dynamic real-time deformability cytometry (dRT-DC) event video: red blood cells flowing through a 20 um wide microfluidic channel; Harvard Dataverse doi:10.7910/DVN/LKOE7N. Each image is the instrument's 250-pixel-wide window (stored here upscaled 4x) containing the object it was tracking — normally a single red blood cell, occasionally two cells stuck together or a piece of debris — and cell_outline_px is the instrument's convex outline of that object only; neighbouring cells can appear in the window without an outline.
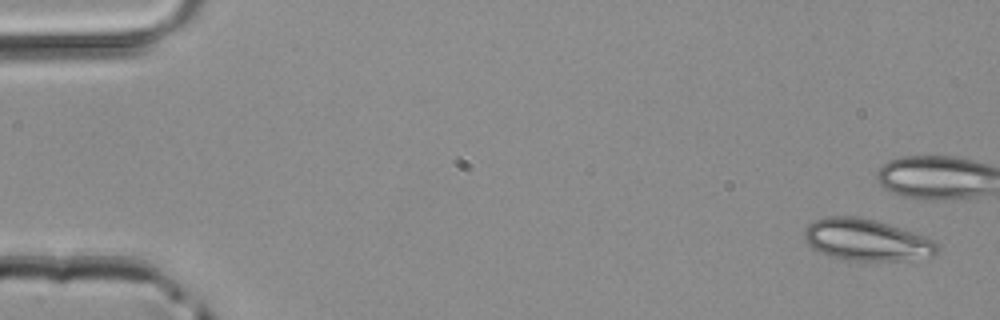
{"species": "common noctule bat (a hibernating species)", "species_latin": "Nyctalus noctula", "temperature_condition": "room temperature", "stored_images_in_passage": 5, "camera_frame_rate_fps": 3000, "um_per_image_px": 0.085, "animal": {"sex": "male", "body_mass_g": 20.4}, "frame": {"image": 1, "passage_image": 1, "time_ms": 0.0, "image_size_px": [1000, 320], "cell_outline_px": [[940, 248], [936, 256], [904, 260], [848, 260], [832, 256], [820, 252], [812, 248], [804, 240], [804, 228], [808, 224], [824, 216], [856, 216], [876, 220], [936, 240]], "centroid_in_image_um": [73.67, 20.39], "position_along_channel_um": 11.3, "area_um2": 32.37}}
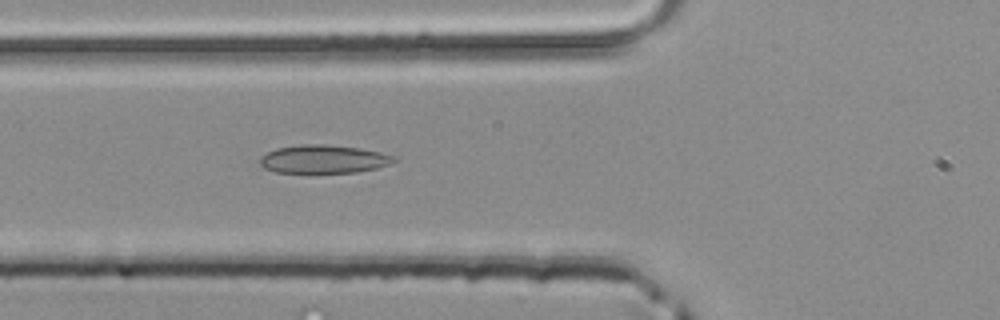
{"frame": {"image": 2, "passage_image": 5, "time_ms": 1.333, "image_size_px": [1000, 320], "cell_outline_px": [[400, 160], [376, 168], [356, 172], [276, 172], [264, 168], [260, 164], [260, 156], [276, 148], [304, 144], [324, 144], [360, 148], [380, 152], [392, 156]], "centroid_in_image_um": [27.5, 13.52], "position_along_channel_um": 98.3, "area_um2": 21.91}}